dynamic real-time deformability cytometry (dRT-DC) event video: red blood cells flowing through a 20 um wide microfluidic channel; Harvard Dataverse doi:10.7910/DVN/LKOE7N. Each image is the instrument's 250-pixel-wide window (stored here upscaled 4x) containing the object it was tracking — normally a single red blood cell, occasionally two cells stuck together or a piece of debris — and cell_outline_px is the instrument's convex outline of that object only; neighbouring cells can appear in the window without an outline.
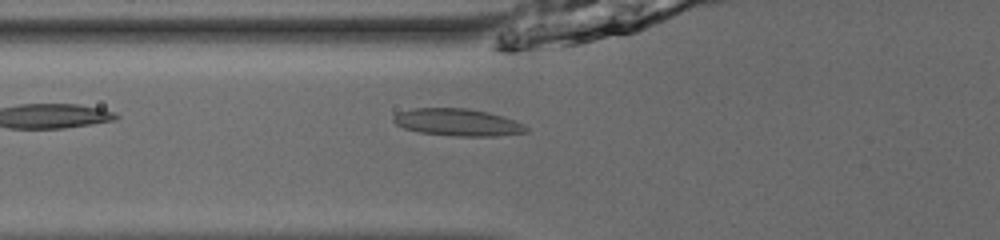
{"species": "common noctule bat (a hibernating species)", "species_latin": "Nyctalus noctula", "temperature_condition": "room temperature", "stored_images_in_passage": 13, "camera_frame_rate_fps": 3000, "um_per_image_px": 0.085, "animal": {"sex": "male", "body_mass_g": 13.0, "forearm_length_mm": 53.1}, "frame": {"image": 1, "passage_image": 3, "time_ms": 0.667, "image_size_px": [1000, 240], "cell_outline_px": [[528, 132], [496, 136], [452, 136], [420, 132], [404, 128], [396, 124], [392, 120], [392, 116], [400, 112], [412, 108], [468, 108], [488, 112], [524, 124], [528, 128]], "centroid_in_image_um": [38.88, 10.4], "position_along_channel_um": 86.9, "area_um2": 20.98}}
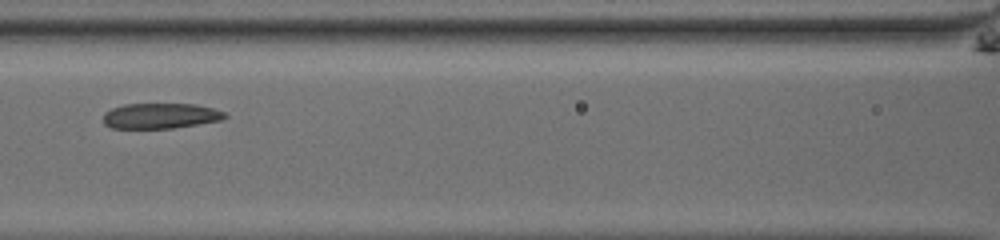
{"frame": {"image": 2, "passage_image": 8, "time_ms": 2.333, "image_size_px": [1000, 240], "cell_outline_px": [[228, 116], [220, 120], [172, 128], [112, 128], [104, 124], [104, 112], [112, 108], [124, 104], [196, 104], [212, 108], [224, 112]], "centroid_in_image_um": [13.61, 9.84], "position_along_channel_um": 153.0, "area_um2": 17.86}}
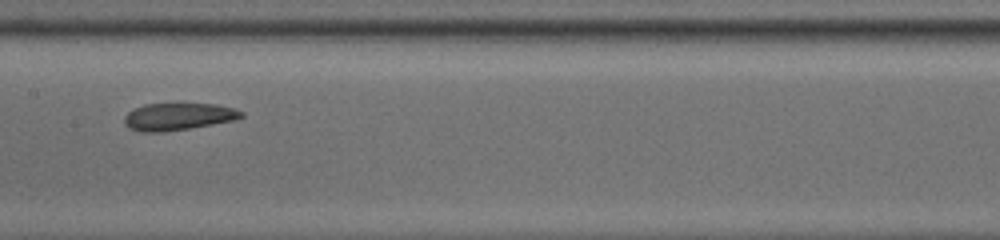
{"frame": {"image": 3, "passage_image": 11, "time_ms": 3.333, "image_size_px": [1000, 240], "cell_outline_px": [[244, 116], [232, 120], [212, 124], [164, 132], [144, 132], [128, 128], [124, 124], [124, 116], [128, 112], [144, 104], [216, 104], [232, 108], [244, 112]], "centroid_in_image_um": [15.11, 9.91], "position_along_channel_um": 192.3, "area_um2": 18.32}}